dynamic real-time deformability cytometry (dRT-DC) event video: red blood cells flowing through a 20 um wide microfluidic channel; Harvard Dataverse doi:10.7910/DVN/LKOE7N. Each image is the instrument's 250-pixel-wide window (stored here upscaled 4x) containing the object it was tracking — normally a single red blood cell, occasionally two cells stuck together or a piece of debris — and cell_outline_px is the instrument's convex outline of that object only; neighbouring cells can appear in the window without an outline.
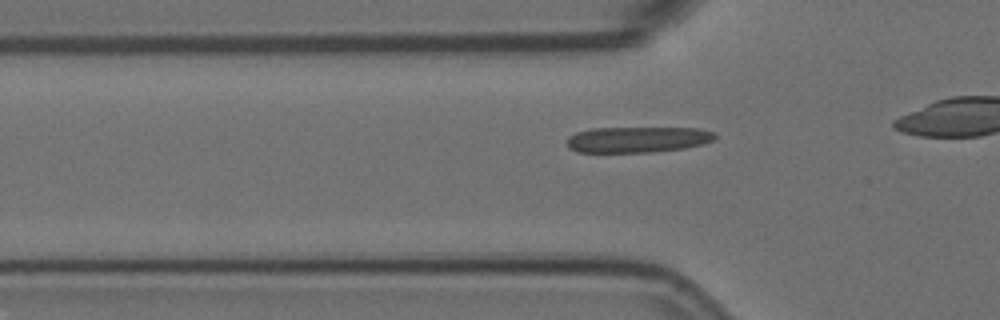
{"species": "Egyptian fruit bat (a non-hibernating species)", "species_latin": "Rousettus aegyptiacus", "temperature_condition": "room temperature", "stored_images_in_passage": 15, "camera_frame_rate_fps": 3000, "um_per_image_px": 0.085, "animal": {"sex": "female"}, "frame": {"image": 1, "passage_image": 9, "time_ms": 2.667, "image_size_px": [1000, 320], "cell_outline_px": [[716, 136], [712, 140], [704, 144], [684, 148], [652, 152], [576, 152], [568, 148], [568, 136], [576, 132], [592, 128], [700, 128], [716, 132]], "centroid_in_image_um": [54.2, 11.86], "position_along_channel_um": 71.6, "area_um2": 22.43}}
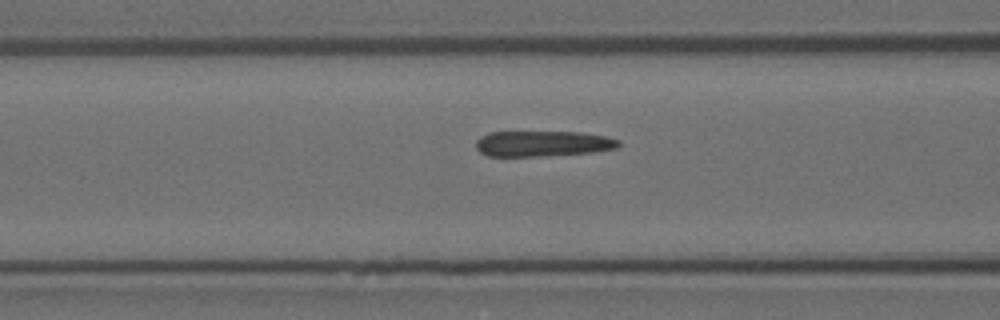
{"frame": {"image": 2, "passage_image": 13, "time_ms": 4.0, "image_size_px": [1000, 320], "cell_outline_px": [[620, 144], [616, 148], [592, 152], [548, 156], [488, 156], [480, 152], [476, 148], [476, 140], [480, 136], [488, 132], [580, 132], [604, 136], [620, 140]], "centroid_in_image_um": [46.1, 12.21], "position_along_channel_um": 120.5, "area_um2": 21.39}}